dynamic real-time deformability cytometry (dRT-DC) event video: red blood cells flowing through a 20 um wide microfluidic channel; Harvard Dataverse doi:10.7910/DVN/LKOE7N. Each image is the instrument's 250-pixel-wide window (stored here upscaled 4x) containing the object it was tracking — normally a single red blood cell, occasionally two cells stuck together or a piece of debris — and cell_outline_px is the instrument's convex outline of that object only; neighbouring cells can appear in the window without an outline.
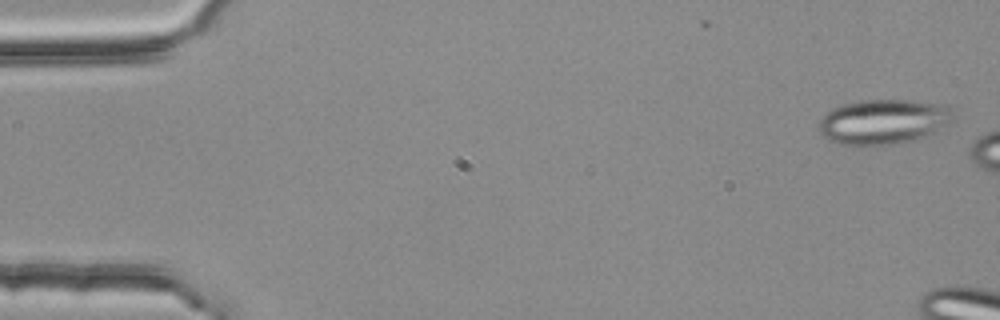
{"species": "common noctule bat (a hibernating species)", "species_latin": "Nyctalus noctula", "temperature_condition": "room temperature", "stored_images_in_passage": 3, "camera_frame_rate_fps": 3000, "um_per_image_px": 0.085, "animal": {"sex": "female", "body_mass_g": 25.1}, "frame": {"image": 1, "passage_image": 1, "time_ms": 0.0, "image_size_px": [1000, 320], "cell_outline_px": [[952, 124], [916, 140], [892, 144], [836, 144], [828, 140], [820, 132], [820, 120], [832, 108], [844, 104], [860, 100], [912, 100], [944, 104], [948, 108], [952, 120]], "centroid_in_image_um": [75.1, 10.34], "position_along_channel_um": 9.9, "area_um2": 34.91}}